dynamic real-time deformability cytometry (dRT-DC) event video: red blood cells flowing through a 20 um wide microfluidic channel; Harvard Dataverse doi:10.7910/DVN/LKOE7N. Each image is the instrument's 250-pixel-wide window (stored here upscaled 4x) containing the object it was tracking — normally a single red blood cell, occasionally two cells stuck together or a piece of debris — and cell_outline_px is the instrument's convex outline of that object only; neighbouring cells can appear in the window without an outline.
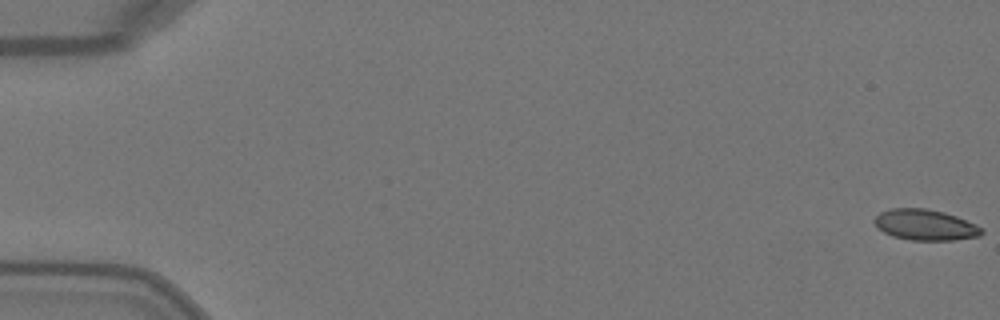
{"species": "Egyptian fruit bat (a non-hibernating species)", "species_latin": "Rousettus aegyptiacus", "temperature_condition": "warm", "stored_images_in_passage": 9, "camera_frame_rate_fps": 3000, "um_per_image_px": 0.085, "animal": {"sex": "female"}, "frame": {"image": 1, "passage_image": 1, "time_ms": 0.0, "image_size_px": [1000, 320], "cell_outline_px": [[984, 232], [980, 236], [952, 240], [912, 240], [892, 236], [884, 232], [872, 220], [880, 212], [892, 208], [924, 208], [944, 212], [956, 216], [976, 224], [984, 228]], "centroid_in_image_um": [78.67, 19.11], "position_along_channel_um": 6.3, "area_um2": 19.25}}